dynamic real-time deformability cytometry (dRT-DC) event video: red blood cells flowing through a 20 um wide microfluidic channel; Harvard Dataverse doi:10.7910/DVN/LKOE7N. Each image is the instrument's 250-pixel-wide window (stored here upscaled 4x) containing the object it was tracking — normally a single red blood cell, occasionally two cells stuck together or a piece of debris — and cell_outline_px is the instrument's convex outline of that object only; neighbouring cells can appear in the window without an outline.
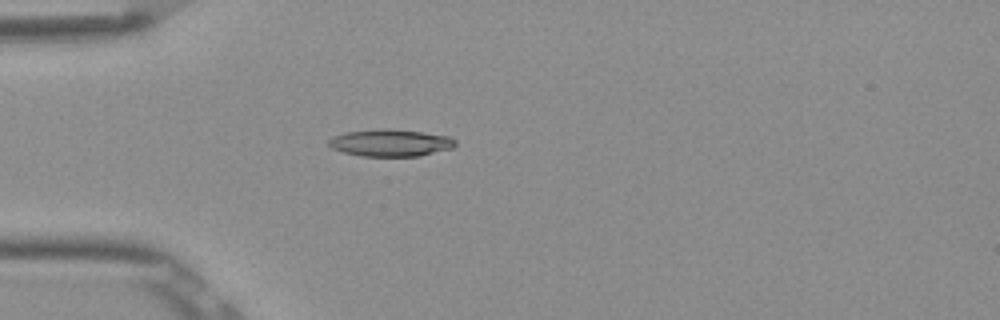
{"species": "Egyptian fruit bat (a non-hibernating species)", "species_latin": "Rousettus aegyptiacus", "temperature_condition": "room temperature", "stored_images_in_passage": 1, "camera_frame_rate_fps": 3000, "um_per_image_px": 0.085, "frame": {"image": 1, "passage_image": 1, "time_ms": 0.0, "image_size_px": [1000, 320], "cell_outline_px": [[456, 144], [452, 148], [420, 156], [364, 156], [344, 152], [332, 148], [328, 144], [328, 140], [332, 136], [344, 132], [380, 128], [388, 128], [420, 132], [448, 136], [456, 140]], "centroid_in_image_um": [33.17, 12.13], "position_along_channel_um": 51.8, "area_um2": 20.0}}